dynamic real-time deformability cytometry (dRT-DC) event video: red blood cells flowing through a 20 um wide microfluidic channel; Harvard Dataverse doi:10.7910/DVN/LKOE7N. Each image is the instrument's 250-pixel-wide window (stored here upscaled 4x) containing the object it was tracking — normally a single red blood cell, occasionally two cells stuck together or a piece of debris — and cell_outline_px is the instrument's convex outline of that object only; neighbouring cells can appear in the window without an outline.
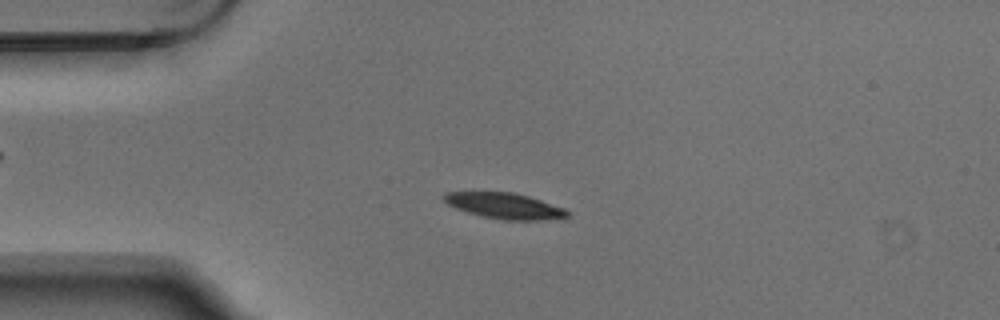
{"species": "Egyptian fruit bat (a non-hibernating species)", "species_latin": "Rousettus aegyptiacus", "temperature_condition": "warm", "stored_images_in_passage": 6, "camera_frame_rate_fps": 3000, "um_per_image_px": 0.085, "animal": {"sex": "male"}, "frame": {"image": 1, "passage_image": 3, "time_ms": 0.667, "image_size_px": [1000, 320], "cell_outline_px": [[568, 216], [564, 220], [504, 220], [484, 216], [468, 212], [456, 208], [440, 200], [440, 196], [444, 192], [512, 192], [528, 196], [564, 208], [568, 212]], "centroid_in_image_um": [42.89, 17.5], "position_along_channel_um": 42.1, "area_um2": 18.73}}
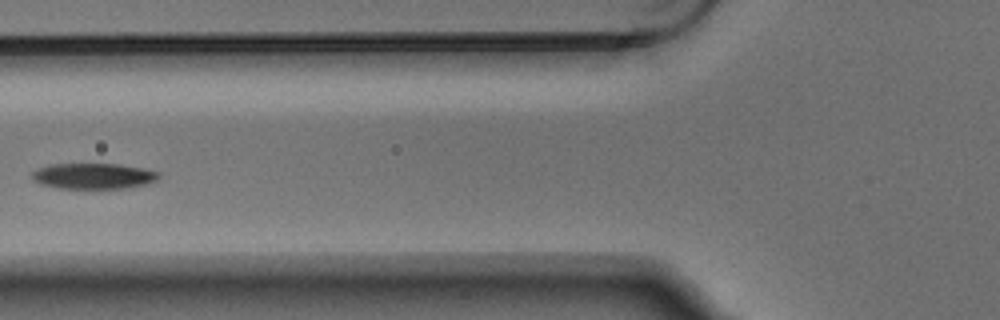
{"frame": {"image": 2, "passage_image": 5, "time_ms": 1.333, "image_size_px": [1000, 320], "cell_outline_px": [[160, 176], [156, 180], [144, 184], [128, 188], [56, 188], [40, 184], [32, 180], [32, 172], [48, 164], [116, 164], [144, 168], [160, 172]], "centroid_in_image_um": [7.93, 14.96], "position_along_channel_um": 117.9, "area_um2": 19.02}}
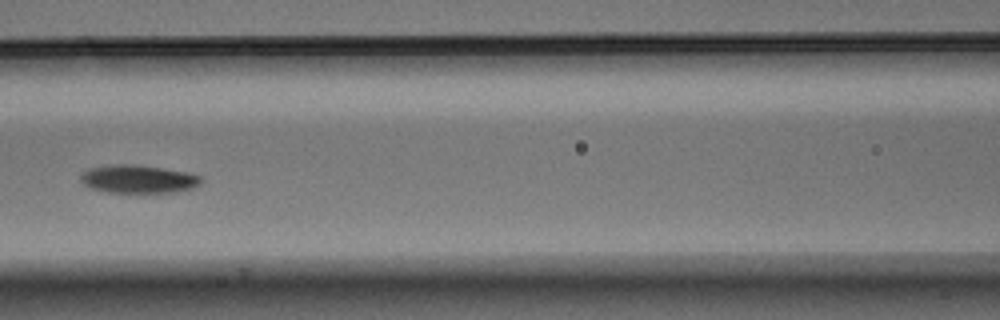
{"frame": {"image": 3, "passage_image": 6, "time_ms": 1.667, "image_size_px": [1000, 320], "cell_outline_px": [[200, 184], [192, 188], [176, 192], [108, 192], [92, 188], [84, 184], [80, 180], [80, 176], [88, 168], [116, 164], [132, 164], [160, 168], [184, 172], [200, 176]], "centroid_in_image_um": [11.72, 15.22], "position_along_channel_um": 154.9, "area_um2": 19.36}}